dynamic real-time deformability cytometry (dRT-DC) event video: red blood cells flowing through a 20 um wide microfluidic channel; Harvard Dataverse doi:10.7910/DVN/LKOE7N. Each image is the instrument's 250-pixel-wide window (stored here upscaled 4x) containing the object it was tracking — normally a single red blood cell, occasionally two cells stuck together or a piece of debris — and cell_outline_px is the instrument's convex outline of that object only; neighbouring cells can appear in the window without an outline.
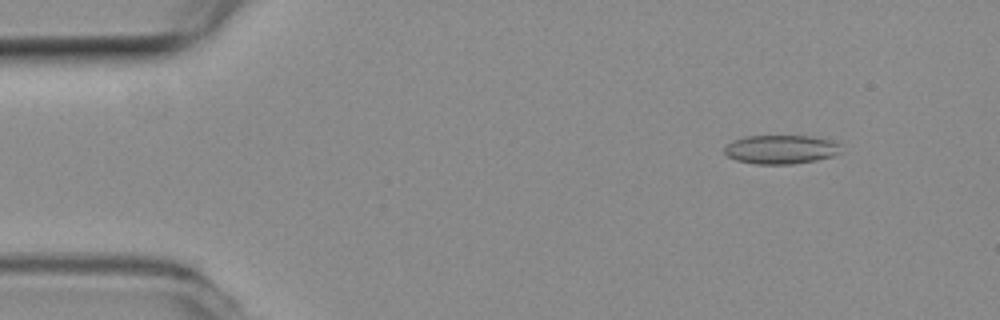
{"species": "common noctule bat (a hibernating species)", "species_latin": "Nyctalus noctula", "temperature_condition": "room temperature", "stored_images_in_passage": 3, "camera_frame_rate_fps": 3000, "um_per_image_px": 0.085, "animal": {"sex": "female", "body_mass_g": 19.3, "forearm_length_mm": 54.1}, "frame": {"image": 1, "passage_image": 2, "time_ms": 0.333, "image_size_px": [1000, 320], "cell_outline_px": [[840, 152], [832, 156], [816, 160], [792, 164], [756, 164], [736, 160], [728, 156], [724, 152], [724, 148], [732, 140], [748, 136], [812, 136], [832, 140], [840, 144]], "centroid_in_image_um": [66.38, 12.7], "position_along_channel_um": 18.6, "area_um2": 19.59}}